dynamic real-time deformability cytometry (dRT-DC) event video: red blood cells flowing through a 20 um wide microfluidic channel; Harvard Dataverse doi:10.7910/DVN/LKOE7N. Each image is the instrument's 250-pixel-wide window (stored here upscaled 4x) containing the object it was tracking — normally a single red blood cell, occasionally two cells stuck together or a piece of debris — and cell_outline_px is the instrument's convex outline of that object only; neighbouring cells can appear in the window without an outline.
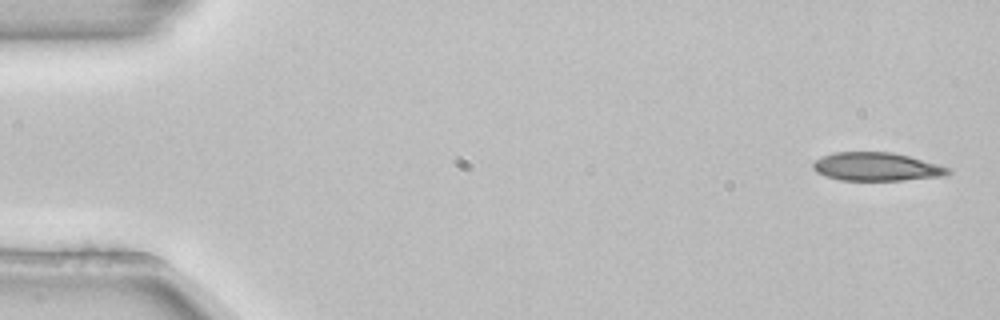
{"species": "common noctule bat (a hibernating species)", "species_latin": "Nyctalus noctula", "temperature_condition": "room temperature", "stored_images_in_passage": 4, "camera_frame_rate_fps": 3000, "um_per_image_px": 0.085, "animal": {"sex": "female", "body_mass_g": 22.7, "forearm_length_mm": 54.2}, "frame": {"image": 1, "passage_image": 1, "time_ms": 0.0, "image_size_px": [1000, 320], "cell_outline_px": [[952, 172], [944, 176], [904, 180], [840, 180], [824, 176], [816, 172], [812, 168], [812, 164], [816, 160], [824, 156], [836, 152], [892, 152], [908, 156], [952, 168]], "centroid_in_image_um": [74.52, 14.18], "position_along_channel_um": 10.5, "area_um2": 22.31}}
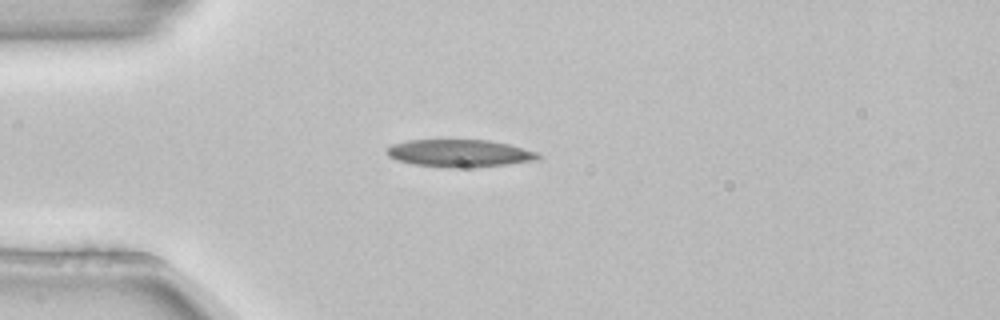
{"frame": {"image": 2, "passage_image": 4, "time_ms": 1.0, "image_size_px": [1000, 320], "cell_outline_px": [[540, 156], [536, 160], [508, 164], [456, 168], [444, 168], [416, 164], [396, 160], [388, 156], [388, 148], [392, 144], [408, 140], [488, 140], [508, 144], [540, 152]], "centroid_in_image_um": [39.07, 13.02], "position_along_channel_um": 45.9, "area_um2": 24.1}}